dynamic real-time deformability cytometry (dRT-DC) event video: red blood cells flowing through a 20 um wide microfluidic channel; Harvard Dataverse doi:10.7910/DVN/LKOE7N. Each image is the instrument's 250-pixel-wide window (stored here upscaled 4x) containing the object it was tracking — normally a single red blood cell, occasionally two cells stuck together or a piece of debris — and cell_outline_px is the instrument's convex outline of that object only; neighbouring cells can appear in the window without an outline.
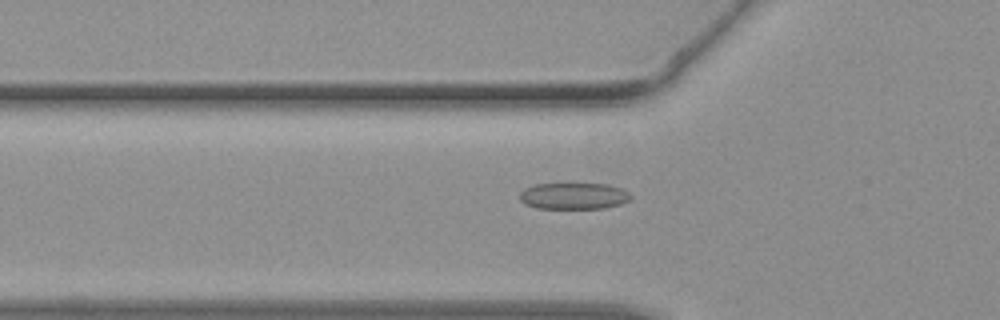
{"species": "common noctule bat (a hibernating species)", "species_latin": "Nyctalus noctula", "temperature_condition": "warm", "stored_images_in_passage": 44, "camera_frame_rate_fps": 3000, "um_per_image_px": 0.085, "animal": {"sex": "female", "body_mass_g": 19.3, "forearm_length_mm": 54.1}, "frame": {"image": 1, "passage_image": 15, "time_ms": 4.667, "image_size_px": [1000, 320], "cell_outline_px": [[632, 196], [628, 200], [620, 204], [604, 208], [536, 208], [524, 204], [520, 200], [520, 192], [524, 188], [536, 184], [608, 184], [620, 188], [628, 192]], "centroid_in_image_um": [48.73, 16.66], "position_along_channel_um": 77.1, "area_um2": 17.05}}
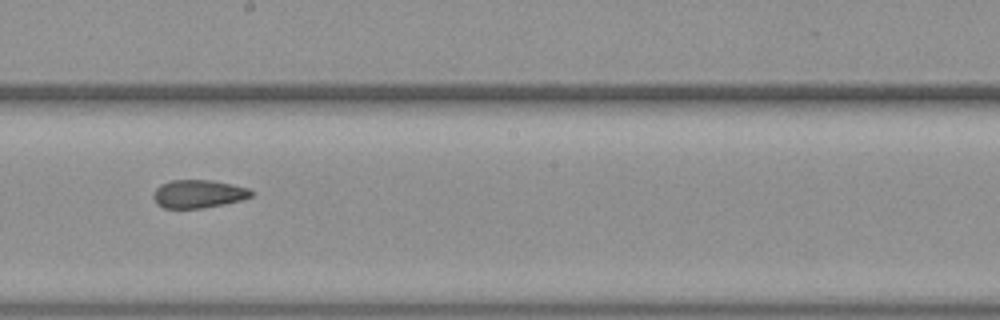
{"frame": {"image": 2, "passage_image": 25, "time_ms": 8.0, "image_size_px": [1000, 320], "cell_outline_px": [[252, 196], [240, 200], [224, 204], [204, 208], [164, 208], [156, 204], [152, 196], [156, 188], [160, 184], [172, 180], [212, 180], [232, 184], [248, 188], [252, 192]], "centroid_in_image_um": [16.83, 16.48], "position_along_channel_um": 231.4, "area_um2": 16.07}}
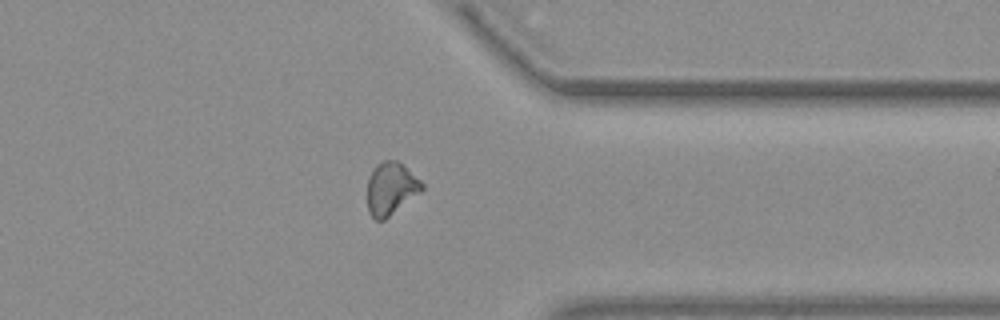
{"frame": {"image": 3, "passage_image": 35, "time_ms": 11.333, "image_size_px": [1000, 320], "cell_outline_px": [[424, 188], [420, 192], [384, 220], [376, 220], [368, 212], [368, 176], [372, 168], [376, 164], [384, 160], [396, 160], [420, 180], [424, 184]], "centroid_in_image_um": [33.2, 16.02], "position_along_channel_um": 378.2, "area_um2": 16.53}}